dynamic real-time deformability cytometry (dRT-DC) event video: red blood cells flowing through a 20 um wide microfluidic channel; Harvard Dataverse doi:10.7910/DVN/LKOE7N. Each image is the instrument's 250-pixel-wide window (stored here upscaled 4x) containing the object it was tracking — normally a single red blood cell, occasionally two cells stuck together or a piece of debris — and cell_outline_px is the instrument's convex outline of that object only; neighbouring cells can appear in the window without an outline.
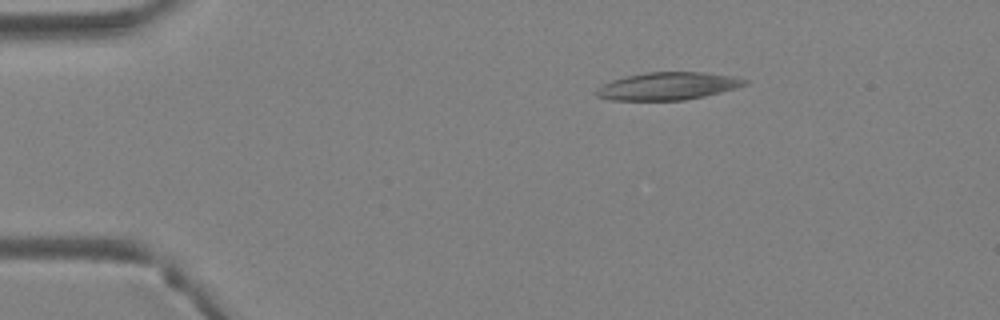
{"species": "Egyptian fruit bat (a non-hibernating species)", "species_latin": "Rousettus aegyptiacus", "temperature_condition": "warm", "stored_images_in_passage": 3, "camera_frame_rate_fps": 3000, "um_per_image_px": 0.085, "animal": {"sex": "female"}, "frame": {"image": 1, "passage_image": 2, "time_ms": 0.333, "image_size_px": [1000, 320], "cell_outline_px": [[748, 84], [736, 88], [704, 96], [684, 100], [612, 100], [596, 96], [596, 88], [612, 80], [644, 72], [700, 72], [732, 76], [748, 80]], "centroid_in_image_um": [56.76, 7.32], "position_along_channel_um": 28.2, "area_um2": 23.7}}
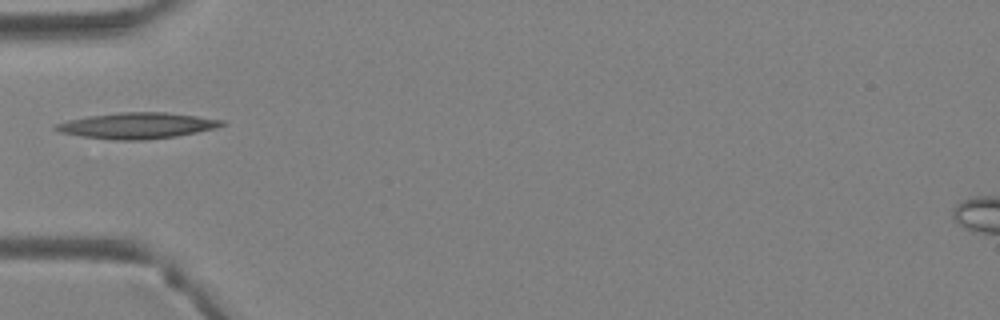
{"frame": {"image": 2, "passage_image": 3, "time_ms": 0.667, "image_size_px": [1000, 320], "cell_outline_px": [[228, 124], [216, 128], [176, 136], [144, 140], [116, 140], [80, 136], [60, 132], [52, 128], [56, 124], [68, 120], [88, 116], [120, 112], [164, 112], [196, 116], [224, 120]], "centroid_in_image_um": [11.66, 10.68], "position_along_channel_um": 73.3, "area_um2": 25.09}}